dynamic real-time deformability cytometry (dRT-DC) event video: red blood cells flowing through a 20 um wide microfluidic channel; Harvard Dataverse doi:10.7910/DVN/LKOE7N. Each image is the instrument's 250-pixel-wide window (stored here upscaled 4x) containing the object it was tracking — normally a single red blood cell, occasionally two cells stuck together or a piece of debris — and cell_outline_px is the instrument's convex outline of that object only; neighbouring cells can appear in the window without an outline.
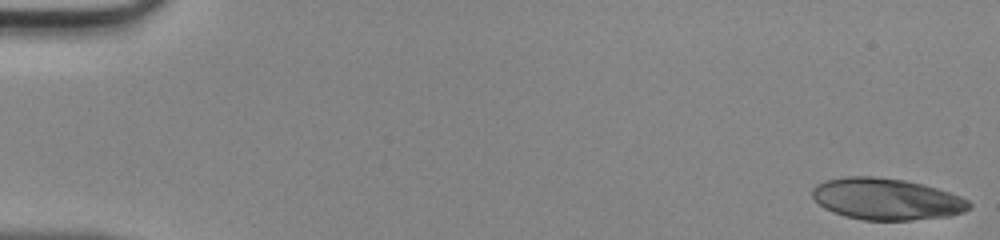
{"species": "human", "species_latin": "Homo sapiens", "temperature_condition": "room temperature", "stored_images_in_passage": 42, "camera_frame_rate_fps": 3000, "um_per_image_px": 0.085, "donor": {"sex": "male"}, "frame": {"image": 1, "passage_image": 1, "time_ms": 0.0, "image_size_px": [1000, 240], "cell_outline_px": [[972, 204], [964, 212], [948, 216], [908, 220], [864, 220], [844, 216], [832, 212], [824, 208], [812, 196], [812, 188], [816, 184], [824, 180], [848, 176], [872, 176], [904, 180], [936, 188], [960, 196], [968, 200]], "centroid_in_image_um": [75.31, 16.92], "position_along_channel_um": 9.7, "area_um2": 37.86}}
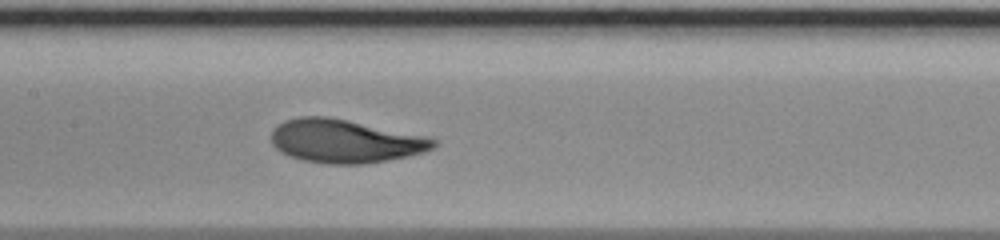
{"frame": {"image": 2, "passage_image": 24, "time_ms": 7.667, "image_size_px": [1000, 240], "cell_outline_px": [[440, 140], [432, 148], [424, 152], [408, 156], [388, 160], [364, 164], [328, 164], [304, 160], [288, 156], [280, 152], [272, 144], [272, 128], [284, 120], [296, 116], [328, 116], [428, 136]], "centroid_in_image_um": [29.33, 11.99], "position_along_channel_um": 178.1, "area_um2": 41.38}}
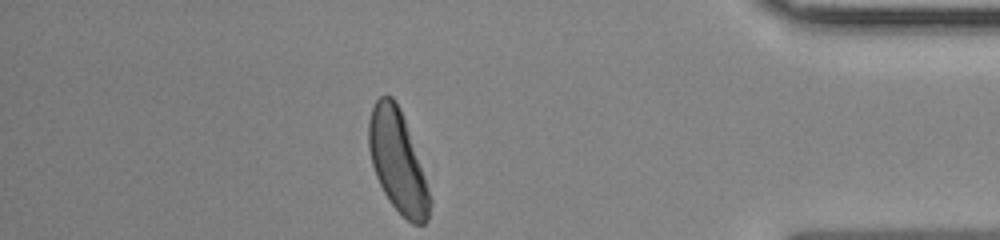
{"frame": {"image": 3, "passage_image": 42, "time_ms": 13.667, "image_size_px": [1000, 240], "cell_outline_px": [[432, 204], [428, 220], [424, 224], [412, 224], [392, 204], [384, 192], [376, 176], [372, 164], [368, 148], [368, 120], [372, 108], [376, 100], [380, 96], [392, 96], [396, 100], [400, 108], [432, 200]], "centroid_in_image_um": [33.78, 13.72], "position_along_channel_um": 401.4, "area_um2": 35.49}}